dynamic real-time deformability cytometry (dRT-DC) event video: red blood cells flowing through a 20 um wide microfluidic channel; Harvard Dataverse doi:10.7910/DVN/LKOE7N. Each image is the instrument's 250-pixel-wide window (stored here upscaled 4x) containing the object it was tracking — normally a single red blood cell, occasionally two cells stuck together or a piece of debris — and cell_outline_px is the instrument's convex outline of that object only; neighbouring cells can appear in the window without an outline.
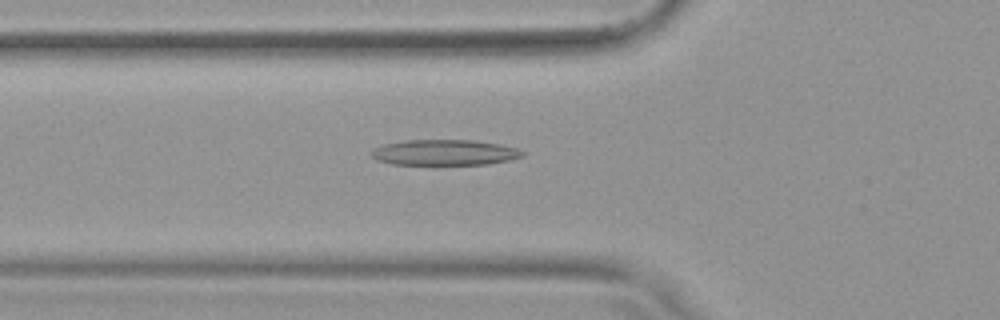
{"species": "common noctule bat (a hibernating species)", "species_latin": "Nyctalus noctula", "temperature_condition": "warm", "stored_images_in_passage": 53, "camera_frame_rate_fps": 3000, "um_per_image_px": 0.085, "animal": {"sex": "female", "body_mass_g": 19.9}, "frame": {"image": 1, "passage_image": 19, "time_ms": 6.0, "image_size_px": [1000, 320], "cell_outline_px": [[524, 156], [508, 160], [488, 164], [392, 164], [376, 160], [372, 156], [372, 148], [384, 144], [404, 140], [476, 140], [500, 144], [516, 148], [524, 152]], "centroid_in_image_um": [37.78, 12.95], "position_along_channel_um": 88.0, "area_um2": 22.54}}
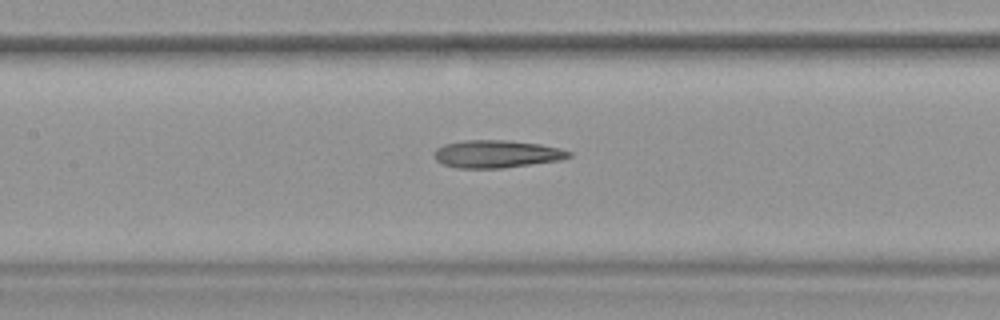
{"frame": {"image": 2, "passage_image": 25, "time_ms": 8.0, "image_size_px": [1000, 320], "cell_outline_px": [[572, 156], [560, 160], [504, 168], [456, 168], [444, 164], [436, 160], [432, 156], [432, 152], [436, 148], [444, 144], [464, 140], [508, 140], [540, 144], [560, 148], [572, 152]], "centroid_in_image_um": [42.19, 13.08], "position_along_channel_um": 165.2, "area_um2": 21.91}}
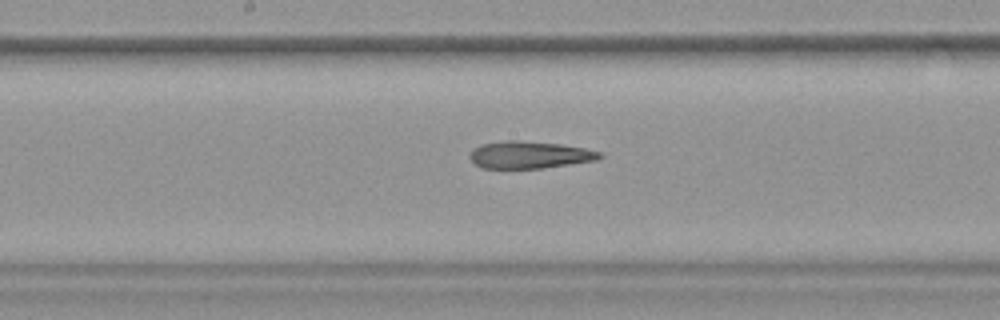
{"frame": {"image": 3, "passage_image": 28, "time_ms": 9.0, "image_size_px": [1000, 320], "cell_outline_px": [[604, 156], [600, 160], [544, 168], [480, 168], [468, 156], [472, 148], [480, 144], [504, 140], [520, 140], [560, 144], [584, 148], [604, 152]], "centroid_in_image_um": [45.04, 13.16], "position_along_channel_um": 203.2, "area_um2": 20.98}, "authors_computed_cell_mechanics": {"area_um2": 22.5998, "velocity_mm_per_s": 3.8254, "shape_relaxation_time_tau1_ms": null, "shape_relaxation_time_tau2_ms": 8.7185, "deformation_change_tau1": null, "deformation_change_tau2": 0.2746}}